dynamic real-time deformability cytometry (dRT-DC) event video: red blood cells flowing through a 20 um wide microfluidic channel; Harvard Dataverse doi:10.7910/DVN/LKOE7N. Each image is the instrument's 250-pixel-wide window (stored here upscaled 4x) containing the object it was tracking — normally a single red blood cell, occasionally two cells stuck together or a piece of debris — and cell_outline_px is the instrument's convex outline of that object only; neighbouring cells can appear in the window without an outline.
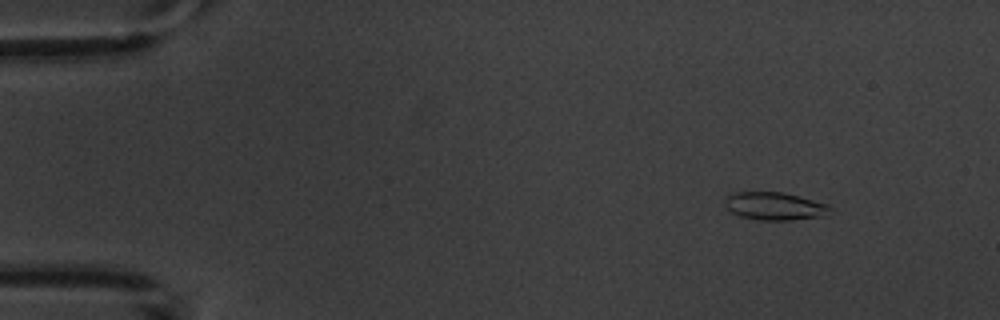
{"species": "common noctule bat (a hibernating species)", "species_latin": "Nyctalus noctula", "temperature_condition": "warm", "stored_images_in_passage": 2, "camera_frame_rate_fps": 3000, "um_per_image_px": 0.085, "animal": {"sex": "male", "body_mass_g": 20.1, "forearm_length_mm": 53.5}, "frame": {"image": 1, "passage_image": 1, "time_ms": 0.0, "image_size_px": [1000, 320], "cell_outline_px": [[832, 208], [824, 216], [792, 220], [760, 220], [740, 216], [732, 212], [724, 204], [724, 200], [728, 196], [736, 192], [784, 192], [828, 204]], "centroid_in_image_um": [65.86, 17.52], "position_along_channel_um": 19.1, "area_um2": 16.99}}